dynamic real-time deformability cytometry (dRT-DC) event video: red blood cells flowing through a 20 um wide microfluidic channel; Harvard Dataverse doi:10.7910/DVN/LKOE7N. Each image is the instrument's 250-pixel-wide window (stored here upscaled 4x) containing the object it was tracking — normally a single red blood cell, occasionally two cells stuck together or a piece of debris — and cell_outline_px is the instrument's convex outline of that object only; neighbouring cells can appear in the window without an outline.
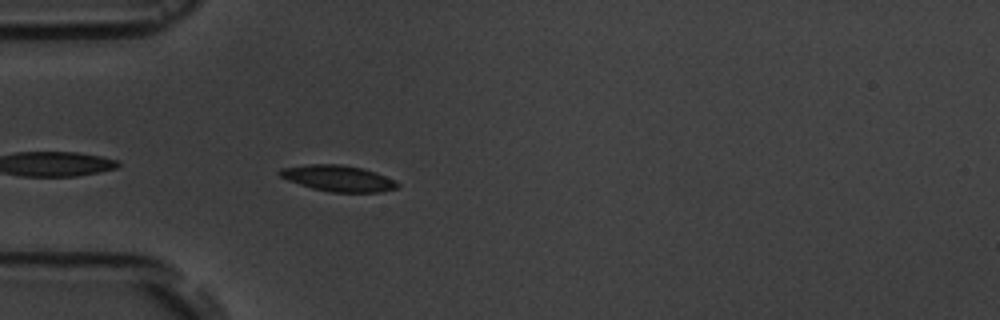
{"species": "common noctule bat (a hibernating species)", "species_latin": "Nyctalus noctula", "temperature_condition": "room temperature", "stored_images_in_passage": 33, "camera_frame_rate_fps": 3000, "um_per_image_px": 0.085, "animal": {"sex": "male", "body_mass_g": 19.5, "forearm_length_mm": 54.6}, "frame": {"image": 1, "passage_image": 1, "time_ms": 0.0, "image_size_px": [1000, 320], "cell_outline_px": [[400, 184], [396, 188], [380, 192], [332, 192], [312, 188], [288, 180], [280, 176], [276, 172], [280, 168], [308, 164], [340, 164], [360, 168], [376, 172], [396, 180]], "centroid_in_image_um": [28.74, 15.15], "position_along_channel_um": 56.3, "area_um2": 17.86}}
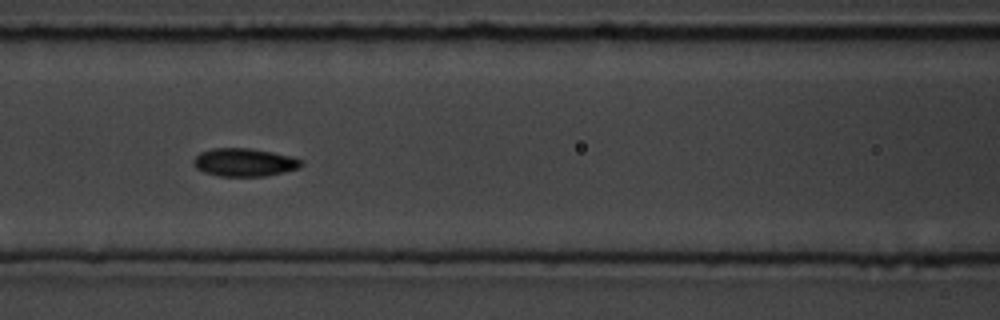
{"frame": {"image": 2, "passage_image": 9, "time_ms": 2.667, "image_size_px": [1000, 320], "cell_outline_px": [[304, 164], [300, 168], [284, 172], [264, 176], [220, 176], [204, 172], [196, 168], [192, 164], [192, 160], [200, 152], [212, 148], [252, 148], [292, 156], [300, 160]], "centroid_in_image_um": [20.76, 13.79], "position_along_channel_um": 145.8, "area_um2": 17.74}}
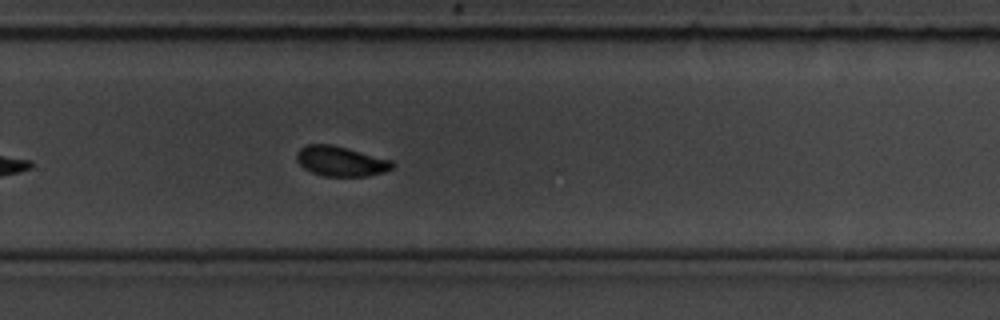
{"frame": {"image": 3, "passage_image": 22, "time_ms": 7.0, "image_size_px": [1000, 320], "cell_outline_px": [[396, 164], [392, 168], [384, 172], [368, 176], [324, 176], [312, 172], [304, 168], [296, 160], [296, 152], [300, 148], [308, 144], [332, 144], [348, 148], [392, 160]], "centroid_in_image_um": [28.97, 13.7], "position_along_channel_um": 300.8, "area_um2": 16.82}, "authors_computed_cell_mechanics": {"area_um2": 17.2822, "velocity_mm_per_s": 3.5826, "shape_relaxation_time_tau1_ms": 2.1754, "shape_relaxation_time_tau2_ms": 1.402, "deformation_change_tau1": 0.1093, "deformation_change_tau2": 0.0543}}